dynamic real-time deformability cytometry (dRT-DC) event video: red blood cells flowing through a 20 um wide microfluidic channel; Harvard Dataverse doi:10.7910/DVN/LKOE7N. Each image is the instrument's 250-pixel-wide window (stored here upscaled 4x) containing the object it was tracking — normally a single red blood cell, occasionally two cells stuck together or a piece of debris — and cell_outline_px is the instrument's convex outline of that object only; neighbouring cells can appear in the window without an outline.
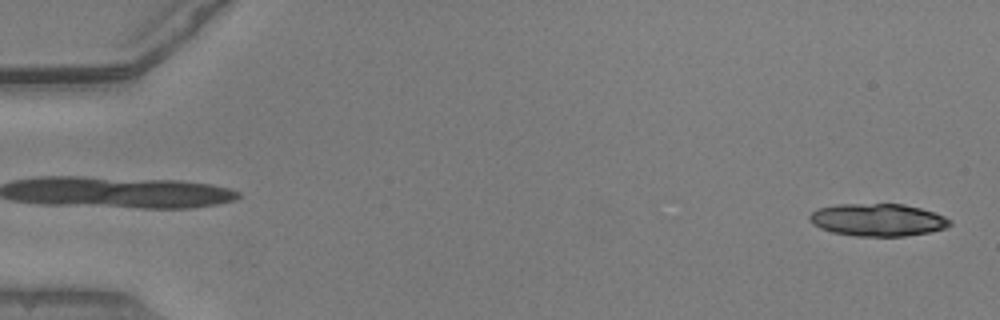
{"species": "common noctule bat (a hibernating species)", "species_latin": "Nyctalus noctula", "temperature_condition": "warm", "stored_images_in_passage": 49, "segment_of_instrument_passage": [1, 2], "camera_frame_rate_fps": 3000, "um_per_image_px": 0.085, "animal": {"sex": "male", "body_mass_g": 20.5, "forearm_length_mm": 52.5}, "frame": {"image": 1, "passage_image": 1, "time_ms": 0.0, "image_size_px": [1000, 320], "cell_outline_px": [[952, 224], [944, 228], [928, 232], [904, 236], [856, 236], [832, 232], [820, 228], [812, 224], [808, 216], [812, 212], [820, 208], [836, 204], [904, 204], [920, 208], [944, 216], [952, 220]], "centroid_in_image_um": [74.6, 18.69], "position_along_channel_um": 10.4, "area_um2": 26.47}}
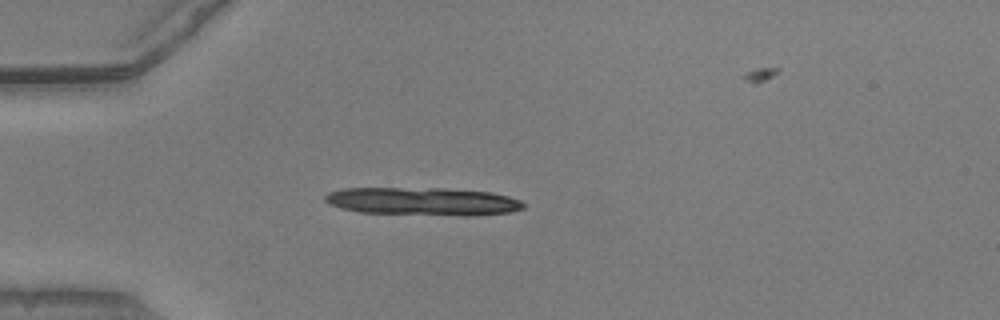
{"frame": {"image": 2, "passage_image": 14, "time_ms": 4.333, "image_size_px": [1000, 320], "cell_outline_px": [[524, 208], [512, 212], [476, 216], [464, 216], [360, 212], [340, 208], [328, 204], [324, 200], [324, 196], [328, 192], [344, 188], [436, 188], [492, 192], [508, 196], [520, 200], [524, 204]], "centroid_in_image_um": [35.95, 17.12], "position_along_channel_um": 49.1, "area_um2": 32.6}}